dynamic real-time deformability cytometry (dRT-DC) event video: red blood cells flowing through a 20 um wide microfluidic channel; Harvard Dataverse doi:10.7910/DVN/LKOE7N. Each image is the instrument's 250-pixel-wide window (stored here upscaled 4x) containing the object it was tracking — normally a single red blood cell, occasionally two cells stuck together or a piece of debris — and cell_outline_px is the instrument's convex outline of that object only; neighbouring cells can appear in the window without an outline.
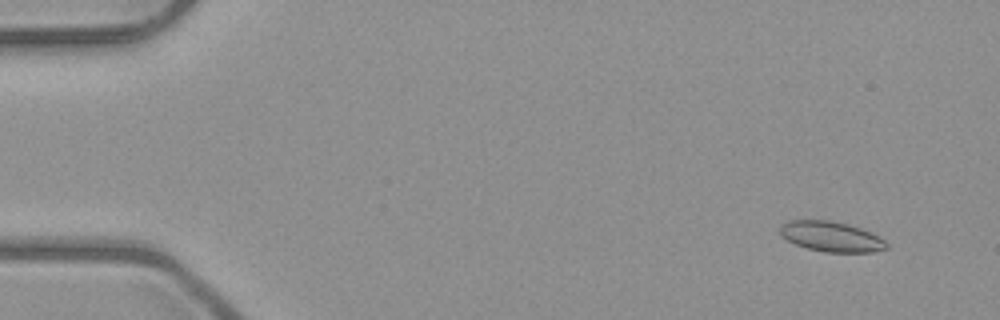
{"species": "common noctule bat (a hibernating species)", "species_latin": "Nyctalus noctula", "temperature_condition": "room temperature", "stored_images_in_passage": 8, "camera_frame_rate_fps": 3000, "um_per_image_px": 0.085, "animal": {"sex": "male", "body_mass_g": 23.1, "forearm_length_mm": 52.7}, "frame": {"image": 1, "passage_image": 1, "time_ms": 0.0, "image_size_px": [1000, 320], "cell_outline_px": [[888, 248], [872, 252], [824, 252], [808, 248], [796, 244], [780, 236], [780, 224], [788, 220], [832, 220], [848, 224], [860, 228], [880, 236], [888, 244]], "centroid_in_image_um": [70.65, 20.1], "position_along_channel_um": 14.4, "area_um2": 18.84}}
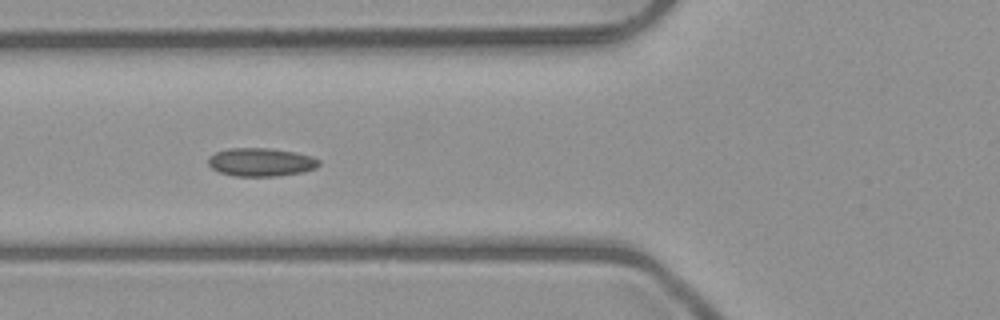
{"frame": {"image": 2, "passage_image": 5, "time_ms": 5.333, "image_size_px": [1000, 320], "cell_outline_px": [[320, 164], [316, 168], [304, 172], [276, 176], [232, 176], [220, 172], [212, 168], [208, 164], [208, 156], [216, 152], [228, 148], [272, 148], [312, 156], [320, 160]], "centroid_in_image_um": [22.17, 13.78], "position_along_channel_um": 103.6, "area_um2": 18.38}}
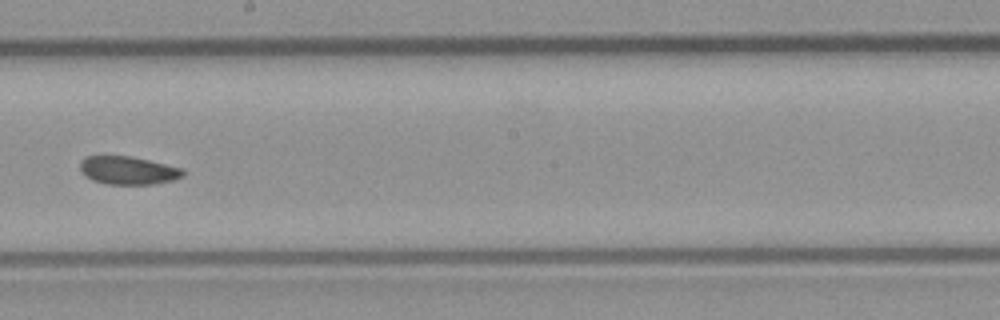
{"frame": {"image": 3, "passage_image": 8, "time_ms": 8.667, "image_size_px": [1000, 320], "cell_outline_px": [[184, 176], [172, 180], [152, 184], [108, 184], [92, 180], [84, 176], [80, 172], [80, 160], [84, 156], [132, 156], [184, 168]], "centroid_in_image_um": [10.87, 14.47], "position_along_channel_um": 237.3, "area_um2": 17.05}}